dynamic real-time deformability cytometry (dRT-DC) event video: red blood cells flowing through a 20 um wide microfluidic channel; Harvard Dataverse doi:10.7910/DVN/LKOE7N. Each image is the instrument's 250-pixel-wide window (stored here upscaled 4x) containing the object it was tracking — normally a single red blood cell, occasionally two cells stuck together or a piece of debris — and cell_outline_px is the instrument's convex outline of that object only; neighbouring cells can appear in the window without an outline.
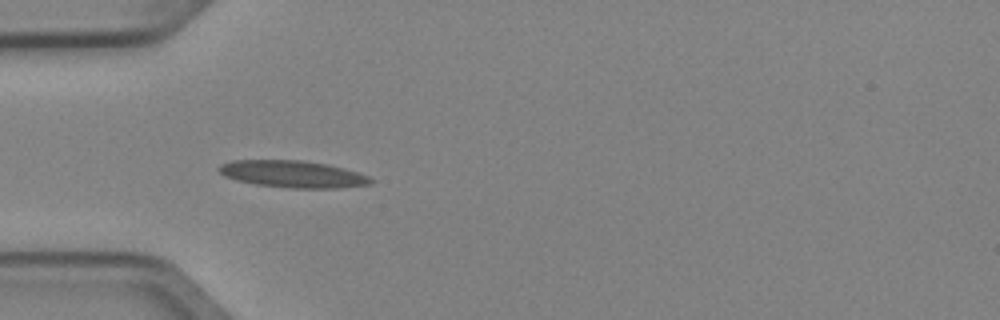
{"species": "Egyptian fruit bat (a non-hibernating species)", "species_latin": "Rousettus aegyptiacus", "temperature_condition": "cold", "stored_images_in_passage": 5, "camera_frame_rate_fps": 3000, "um_per_image_px": 0.085, "animal": {"sex": "female"}, "frame": {"image": 1, "passage_image": 4, "time_ms": 1.0, "image_size_px": [1000, 320], "cell_outline_px": [[376, 180], [372, 184], [336, 188], [292, 188], [256, 184], [236, 180], [224, 176], [216, 168], [220, 164], [232, 160], [300, 160], [328, 164], [356, 172], [368, 176]], "centroid_in_image_um": [24.87, 14.79], "position_along_channel_um": 60.1, "area_um2": 23.87}}
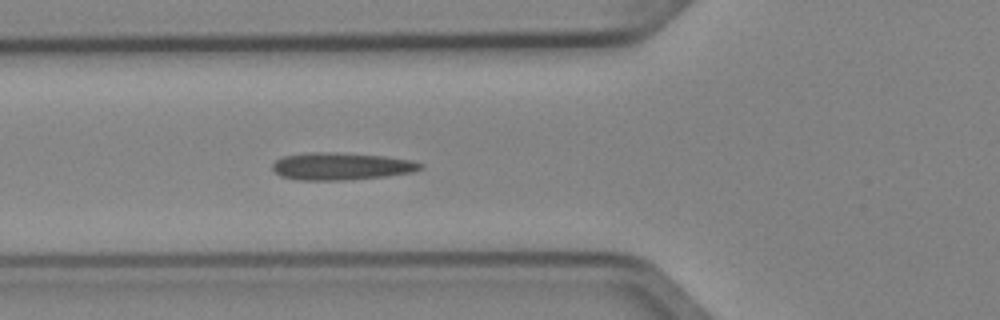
{"frame": {"image": 2, "passage_image": 5, "time_ms": 1.333, "image_size_px": [1000, 320], "cell_outline_px": [[424, 168], [412, 172], [388, 176], [348, 180], [296, 180], [280, 176], [272, 168], [272, 164], [280, 156], [308, 152], [336, 152], [384, 156], [412, 160], [424, 164]], "centroid_in_image_um": [29.0, 14.13], "position_along_channel_um": 96.8, "area_um2": 23.93}}